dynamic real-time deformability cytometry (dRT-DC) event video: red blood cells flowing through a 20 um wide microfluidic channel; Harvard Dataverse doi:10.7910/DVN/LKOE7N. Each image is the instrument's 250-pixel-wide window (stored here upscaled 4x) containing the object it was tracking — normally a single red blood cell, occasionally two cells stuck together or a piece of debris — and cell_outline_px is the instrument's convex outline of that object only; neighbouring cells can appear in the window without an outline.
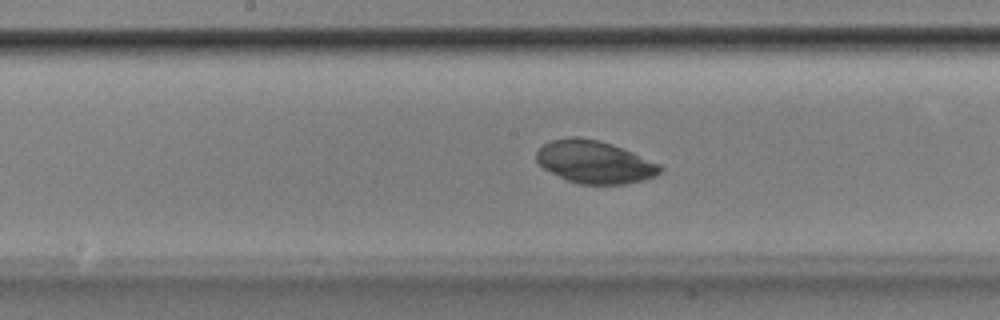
{"species": "Egyptian fruit bat (a non-hibernating species)", "species_latin": "Rousettus aegyptiacus", "temperature_condition": "room temperature", "stored_images_in_passage": 51, "segment_of_instrument_passage": [1, 2], "camera_frame_rate_fps": 3000, "um_per_image_px": 0.085, "animal": {"sex": "male"}, "frame": {"image": 1, "passage_image": 27, "time_ms": 8.667, "image_size_px": [1000, 320], "cell_outline_px": [[664, 168], [656, 176], [644, 180], [628, 184], [576, 184], [544, 168], [536, 160], [536, 152], [544, 144], [552, 140], [572, 136], [580, 136], [600, 140], [624, 148], [660, 164]], "centroid_in_image_um": [50.58, 13.76], "position_along_channel_um": 197.6, "area_um2": 30.87}}
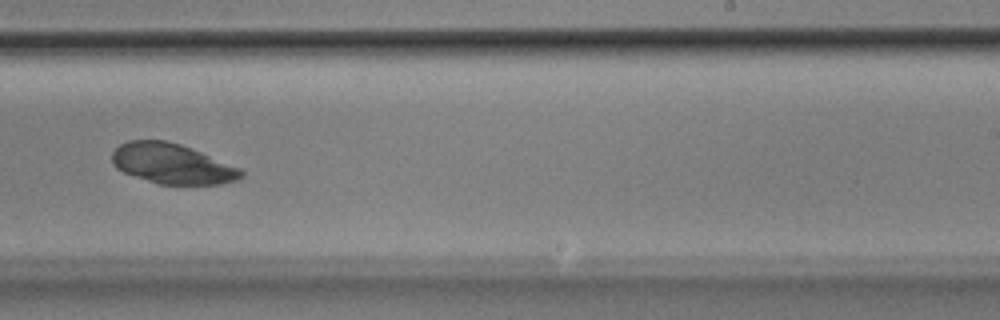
{"frame": {"image": 2, "passage_image": 33, "time_ms": 10.667, "image_size_px": [1000, 320], "cell_outline_px": [[244, 176], [240, 180], [220, 184], [156, 184], [124, 172], [116, 168], [112, 164], [112, 152], [120, 144], [128, 140], [164, 140], [180, 144], [240, 168], [244, 172]], "centroid_in_image_um": [14.62, 13.93], "position_along_channel_um": 274.4, "area_um2": 30.17}}
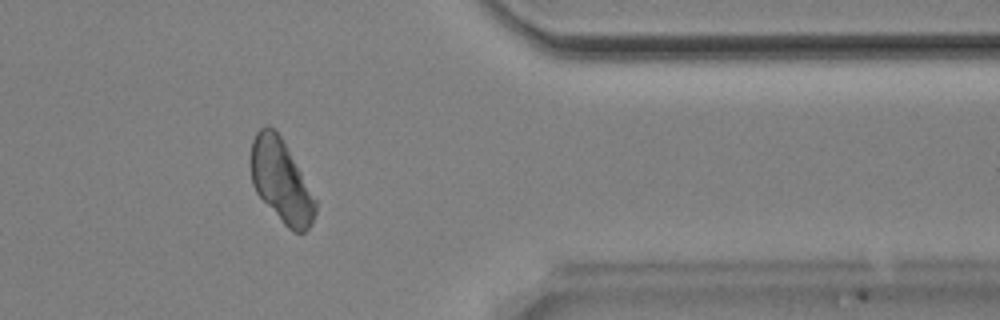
{"frame": {"image": 3, "passage_image": 43, "time_ms": 14.0, "image_size_px": [1000, 320], "cell_outline_px": [[316, 212], [312, 224], [304, 232], [292, 232], [284, 224], [256, 192], [252, 184], [252, 140], [256, 132], [264, 124], [268, 124], [280, 136], [316, 200]], "centroid_in_image_um": [23.9, 15.4], "position_along_channel_um": 387.5, "area_um2": 30.4}}